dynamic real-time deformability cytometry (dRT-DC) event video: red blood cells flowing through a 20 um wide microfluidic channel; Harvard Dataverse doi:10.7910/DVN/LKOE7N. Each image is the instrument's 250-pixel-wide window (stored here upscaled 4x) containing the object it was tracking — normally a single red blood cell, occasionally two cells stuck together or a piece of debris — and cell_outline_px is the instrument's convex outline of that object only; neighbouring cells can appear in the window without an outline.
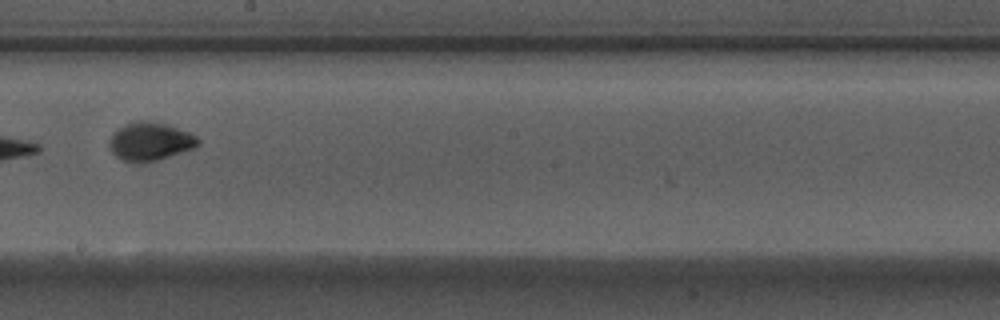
{"species": "Egyptian fruit bat (a non-hibernating species)", "species_latin": "Rousettus aegyptiacus", "temperature_condition": "warm", "stored_images_in_passage": 12, "camera_frame_rate_fps": 3000, "um_per_image_px": 0.085, "animal": {"sex": "male"}, "frame": {"image": 1, "passage_image": 7, "time_ms": 2.0, "image_size_px": [1000, 320], "cell_outline_px": [[200, 144], [192, 148], [156, 160], [140, 164], [124, 160], [116, 156], [112, 152], [108, 144], [108, 140], [124, 124], [136, 120], [148, 120], [168, 124], [188, 132], [196, 136], [200, 140]], "centroid_in_image_um": [12.74, 12.01], "position_along_channel_um": 235.5, "area_um2": 19.71}}
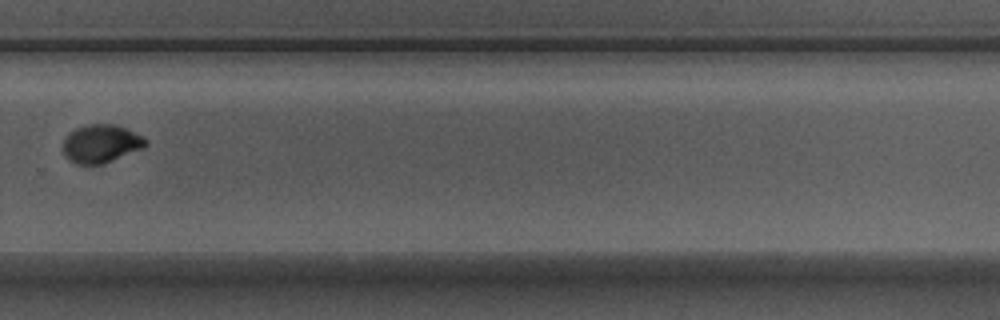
{"frame": {"image": 2, "passage_image": 9, "time_ms": 2.667, "image_size_px": [1000, 320], "cell_outline_px": [[148, 144], [140, 148], [100, 164], [76, 164], [68, 160], [64, 152], [64, 140], [76, 128], [88, 124], [116, 124], [148, 140]], "centroid_in_image_um": [8.55, 12.2], "position_along_channel_um": 321.2, "area_um2": 17.69}}
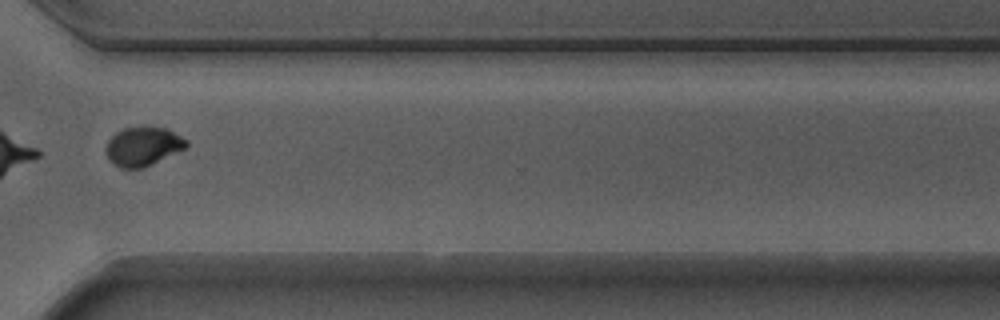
{"frame": {"image": 3, "passage_image": 10, "time_ms": 3.0, "image_size_px": [1000, 320], "cell_outline_px": [[188, 144], [184, 148], [144, 168], [120, 168], [108, 160], [104, 148], [108, 140], [116, 132], [124, 128], [164, 128], [188, 140]], "centroid_in_image_um": [12.1, 12.47], "position_along_channel_um": 358.5, "area_um2": 17.92}}